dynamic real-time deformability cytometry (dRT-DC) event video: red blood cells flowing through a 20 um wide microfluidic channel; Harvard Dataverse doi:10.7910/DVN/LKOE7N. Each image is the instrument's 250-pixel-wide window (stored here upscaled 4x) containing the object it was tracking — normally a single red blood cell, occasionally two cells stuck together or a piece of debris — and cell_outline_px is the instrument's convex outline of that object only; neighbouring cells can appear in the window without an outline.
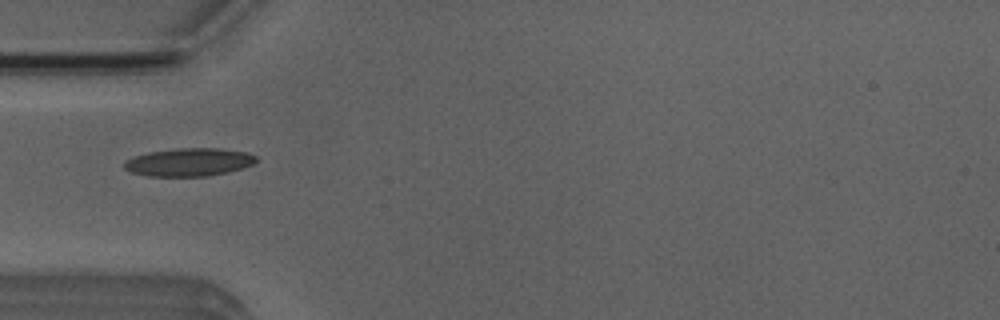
{"species": "Egyptian fruit bat (a non-hibernating species)", "species_latin": "Rousettus aegyptiacus", "temperature_condition": "room temperature", "stored_images_in_passage": 1, "camera_frame_rate_fps": 3000, "um_per_image_px": 0.085, "animal": {"sex": "male"}, "frame": {"image": 1, "passage_image": 1, "time_ms": 0.0, "image_size_px": [1000, 320], "cell_outline_px": [[256, 160], [252, 164], [228, 172], [208, 176], [148, 176], [132, 172], [124, 168], [124, 160], [132, 156], [148, 152], [176, 148], [220, 148], [248, 152], [256, 156]], "centroid_in_image_um": [16.03, 13.77], "position_along_channel_um": 69.0, "area_um2": 21.62}}